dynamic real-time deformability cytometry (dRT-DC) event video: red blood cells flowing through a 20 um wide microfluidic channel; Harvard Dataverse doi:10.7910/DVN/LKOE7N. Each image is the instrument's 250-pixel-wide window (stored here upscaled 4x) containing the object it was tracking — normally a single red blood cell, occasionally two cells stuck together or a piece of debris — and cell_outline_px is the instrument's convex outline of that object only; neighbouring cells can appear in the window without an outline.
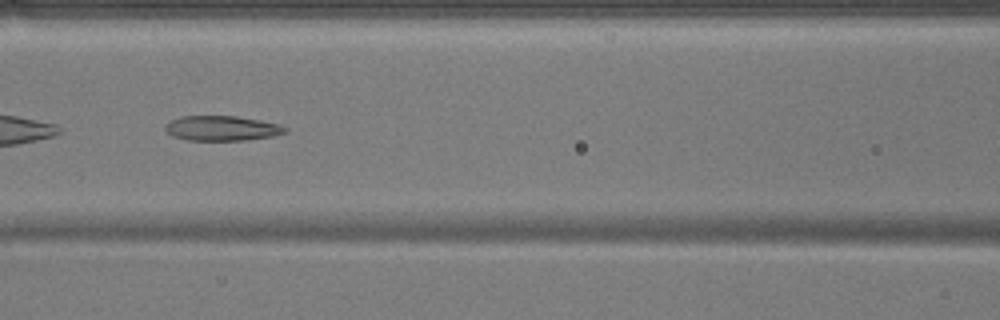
{"species": "common noctule bat (a hibernating species)", "species_latin": "Nyctalus noctula", "temperature_condition": "warm", "stored_images_in_passage": 50, "camera_frame_rate_fps": 3000, "um_per_image_px": 0.085, "animal": {"sex": "male", "body_mass_g": 17.9}, "frame": {"image": 1, "passage_image": 22, "time_ms": 7.0, "image_size_px": [1000, 320], "cell_outline_px": [[288, 128], [284, 132], [272, 136], [248, 140], [188, 140], [172, 136], [164, 128], [164, 124], [180, 116], [236, 116], [260, 120], [280, 124]], "centroid_in_image_um": [18.84, 10.9], "position_along_channel_um": 147.8, "area_um2": 17.4}, "authors_computed_cell_mechanics": {"area_um2": 21.3282, "velocity_mm_per_s": 3.8919, "shape_relaxation_time_tau1_ms": null, "shape_relaxation_time_tau2_ms": 2.0563, "deformation_change_tau1": null, "deformation_change_tau2": 0.1125}}